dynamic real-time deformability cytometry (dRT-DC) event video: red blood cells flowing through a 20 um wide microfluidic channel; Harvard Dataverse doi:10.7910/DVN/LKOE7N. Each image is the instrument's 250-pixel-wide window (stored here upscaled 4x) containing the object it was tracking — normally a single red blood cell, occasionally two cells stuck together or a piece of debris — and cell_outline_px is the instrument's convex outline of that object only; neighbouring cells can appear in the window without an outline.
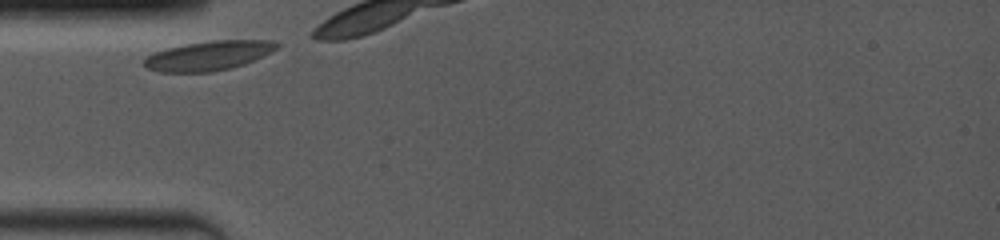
{"species": "common noctule bat (a hibernating species)", "species_latin": "Nyctalus noctula", "temperature_condition": "room temperature", "stored_images_in_passage": 4, "camera_frame_rate_fps": 4000, "um_per_image_px": 0.085, "animal": {"sex": "female", "body_mass_g": 19.0, "forearm_length_mm": 53.3}, "frame": {"image": 1, "passage_image": 1, "time_ms": 0.0, "image_size_px": [1000, 240], "cell_outline_px": [[280, 44], [272, 52], [244, 64], [232, 68], [212, 72], [156, 72], [148, 68], [144, 64], [144, 60], [152, 52], [168, 48], [188, 44], [212, 40], [272, 40]], "centroid_in_image_um": [17.74, 4.73], "position_along_channel_um": 67.3, "area_um2": 22.72}}